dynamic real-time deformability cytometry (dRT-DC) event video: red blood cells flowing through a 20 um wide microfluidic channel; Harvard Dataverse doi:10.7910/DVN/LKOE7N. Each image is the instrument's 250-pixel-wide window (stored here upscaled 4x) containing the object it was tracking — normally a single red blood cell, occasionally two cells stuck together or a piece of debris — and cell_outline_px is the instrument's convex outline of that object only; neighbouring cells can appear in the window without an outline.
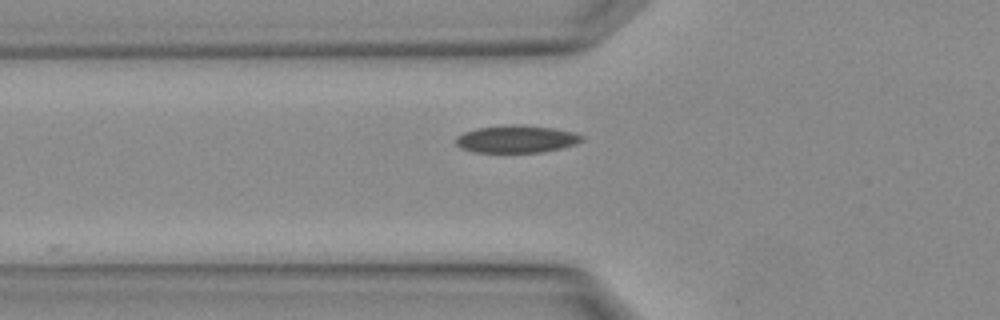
{"species": "Egyptian fruit bat (a non-hibernating species)", "species_latin": "Rousettus aegyptiacus", "temperature_condition": "warm", "stored_images_in_passage": 2, "camera_frame_rate_fps": 3000, "um_per_image_px": 0.085, "animal": {"sex": "female"}, "frame": {"image": 1, "passage_image": 2, "time_ms": 0.333, "image_size_px": [1000, 320], "cell_outline_px": [[584, 140], [576, 144], [560, 148], [540, 152], [476, 152], [460, 148], [456, 144], [456, 140], [464, 132], [476, 128], [508, 124], [516, 124], [552, 128], [572, 132], [584, 136]], "centroid_in_image_um": [43.9, 11.81], "position_along_channel_um": 81.9, "area_um2": 20.0}}